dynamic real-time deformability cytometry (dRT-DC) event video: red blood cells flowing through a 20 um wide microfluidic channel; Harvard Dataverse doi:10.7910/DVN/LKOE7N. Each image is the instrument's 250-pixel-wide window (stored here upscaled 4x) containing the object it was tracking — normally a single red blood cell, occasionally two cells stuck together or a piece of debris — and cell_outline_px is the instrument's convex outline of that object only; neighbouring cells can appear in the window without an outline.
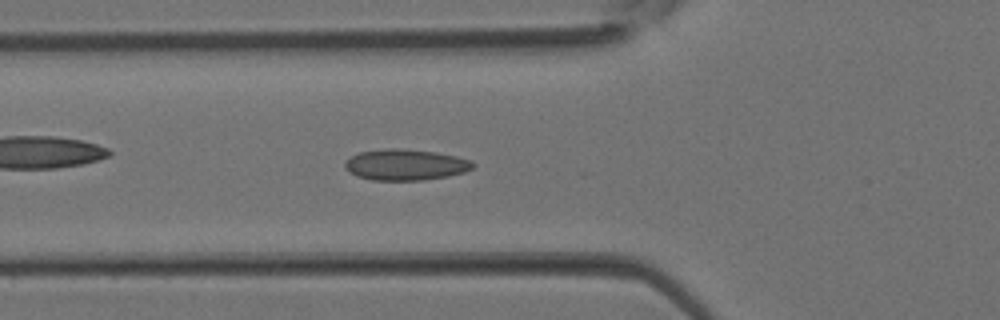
{"species": "Egyptian fruit bat (a non-hibernating species)", "species_latin": "Rousettus aegyptiacus", "temperature_condition": "room temperature", "stored_images_in_passage": 15, "camera_frame_rate_fps": 3000, "um_per_image_px": 0.085, "animal": {"sex": "female"}, "frame": {"image": 1, "passage_image": 12, "time_ms": 3.667, "image_size_px": [1000, 320], "cell_outline_px": [[476, 164], [472, 168], [464, 172], [448, 176], [424, 180], [372, 180], [356, 176], [348, 172], [344, 168], [344, 164], [352, 156], [360, 152], [388, 148], [400, 148], [436, 152], [456, 156], [472, 160]], "centroid_in_image_um": [34.48, 14.0], "position_along_channel_um": 91.3, "area_um2": 23.24}}